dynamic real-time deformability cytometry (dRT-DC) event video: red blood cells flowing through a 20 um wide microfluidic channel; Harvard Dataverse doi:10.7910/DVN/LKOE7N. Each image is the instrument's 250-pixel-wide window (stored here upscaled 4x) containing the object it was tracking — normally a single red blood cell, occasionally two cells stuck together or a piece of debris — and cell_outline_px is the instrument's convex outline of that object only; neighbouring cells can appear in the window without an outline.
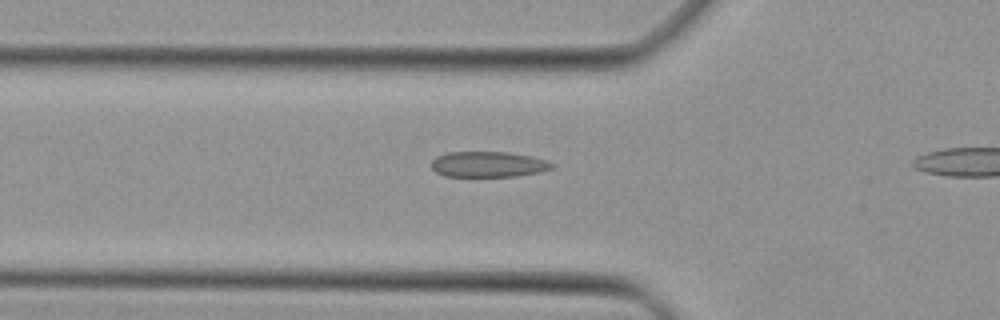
{"species": "Egyptian fruit bat (a non-hibernating species)", "species_latin": "Rousettus aegyptiacus", "temperature_condition": "cold", "stored_images_in_passage": 5, "camera_frame_rate_fps": 3000, "um_per_image_px": 0.085, "animal": {"sex": "female"}, "frame": {"image": 1, "passage_image": 3, "time_ms": 0.667, "image_size_px": [1000, 320], "cell_outline_px": [[556, 164], [552, 168], [540, 172], [516, 176], [444, 176], [436, 172], [432, 168], [432, 160], [436, 156], [448, 152], [508, 152], [532, 156], [548, 160]], "centroid_in_image_um": [41.53, 13.96], "position_along_channel_um": 84.3, "area_um2": 18.09}}